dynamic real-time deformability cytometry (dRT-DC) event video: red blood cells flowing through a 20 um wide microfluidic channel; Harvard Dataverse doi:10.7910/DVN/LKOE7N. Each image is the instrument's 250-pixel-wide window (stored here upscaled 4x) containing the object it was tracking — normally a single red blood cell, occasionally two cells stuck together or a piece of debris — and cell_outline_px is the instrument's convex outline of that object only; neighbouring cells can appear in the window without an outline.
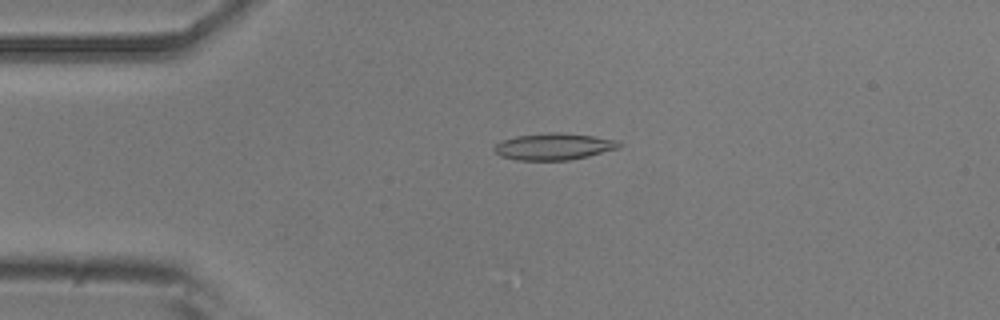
{"species": "common noctule bat (a hibernating species)", "species_latin": "Nyctalus noctula", "temperature_condition": "room temperature", "stored_images_in_passage": 53, "camera_frame_rate_fps": 3000, "um_per_image_px": 0.085, "animal": {"sex": "male", "body_mass_g": 20.5, "forearm_length_mm": 52.5}, "frame": {"image": 1, "passage_image": 12, "time_ms": 3.667, "image_size_px": [1000, 320], "cell_outline_px": [[624, 144], [620, 148], [588, 156], [568, 160], [516, 160], [500, 156], [492, 148], [500, 140], [516, 136], [548, 132], [560, 132], [592, 136], [620, 140]], "centroid_in_image_um": [47.09, 12.45], "position_along_channel_um": 37.9, "area_um2": 19.65}}
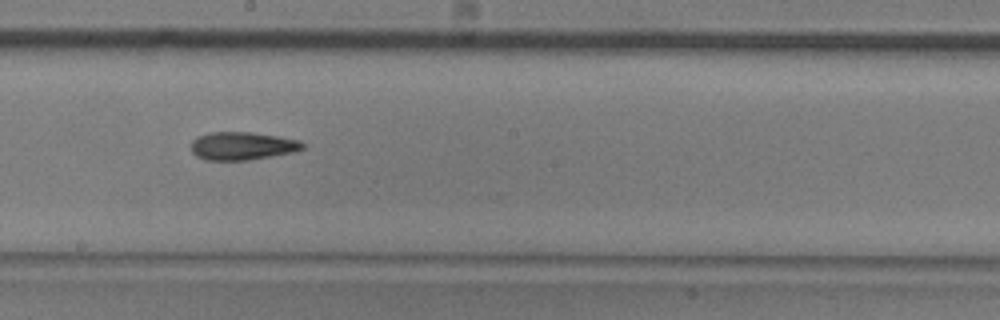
{"frame": {"image": 2, "passage_image": 29, "time_ms": 9.333, "image_size_px": [1000, 320], "cell_outline_px": [[304, 148], [292, 152], [248, 160], [208, 160], [196, 156], [192, 152], [192, 140], [196, 136], [208, 132], [252, 132], [280, 136], [300, 140], [304, 144]], "centroid_in_image_um": [20.58, 12.39], "position_along_channel_um": 227.6, "area_um2": 18.26}}
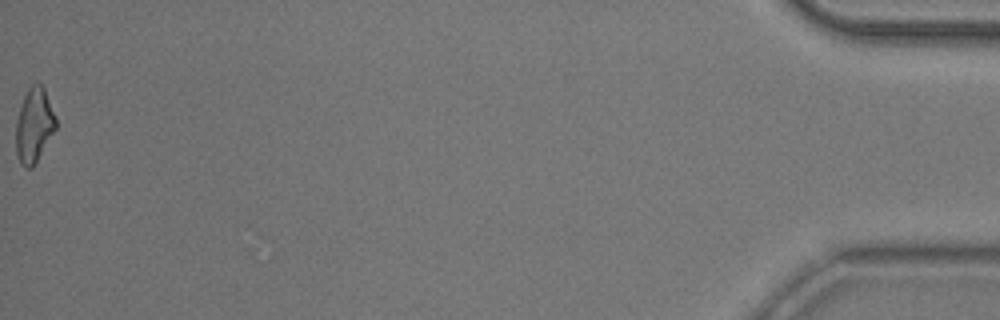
{"frame": {"image": 3, "passage_image": 53, "time_ms": 17.333, "image_size_px": [1000, 320], "cell_outline_px": [[56, 128], [32, 168], [24, 168], [20, 164], [16, 152], [16, 120], [24, 96], [28, 88], [32, 84], [40, 84], [44, 88], [56, 116]], "centroid_in_image_um": [2.89, 10.66], "position_along_channel_um": 432.3, "area_um2": 17.17}, "authors_computed_cell_mechanics": {"area_um2": 18.207, "velocity_mm_per_s": 3.8374, "shape_relaxation_time_tau1_ms": null, "shape_relaxation_time_tau2_ms": 7.9112, "deformation_change_tau1": null, "deformation_change_tau2": 0.2012}}